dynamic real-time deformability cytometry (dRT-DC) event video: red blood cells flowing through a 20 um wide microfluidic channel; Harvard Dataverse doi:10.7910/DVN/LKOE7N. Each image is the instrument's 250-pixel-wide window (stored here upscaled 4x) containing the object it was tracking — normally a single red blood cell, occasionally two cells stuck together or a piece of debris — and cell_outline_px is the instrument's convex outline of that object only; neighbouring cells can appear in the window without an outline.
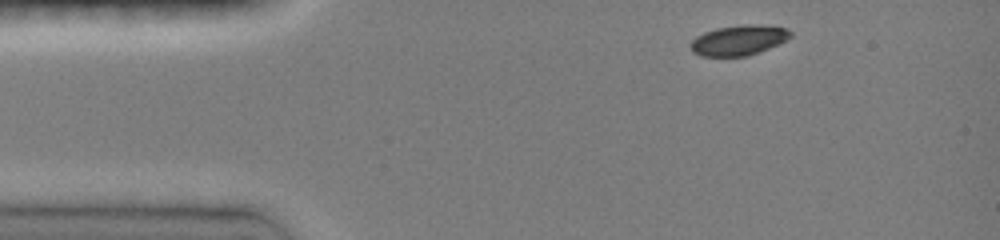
{"species": "common noctule bat (a hibernating species)", "species_latin": "Nyctalus noctula", "temperature_condition": "room temperature", "stored_images_in_passage": 3, "camera_frame_rate_fps": 3000, "um_per_image_px": 0.085, "animal": {"sex": "female", "body_mass_g": 19.0, "forearm_length_mm": 51.5}, "frame": {"image": 1, "passage_image": 1, "time_ms": 0.0, "image_size_px": [1000, 240], "cell_outline_px": [[792, 36], [768, 48], [748, 56], [700, 56], [692, 52], [688, 44], [696, 36], [704, 32], [716, 28], [744, 24], [752, 24], [788, 28], [792, 32]], "centroid_in_image_um": [62.73, 3.42], "position_along_channel_um": 22.3, "area_um2": 17.57}}